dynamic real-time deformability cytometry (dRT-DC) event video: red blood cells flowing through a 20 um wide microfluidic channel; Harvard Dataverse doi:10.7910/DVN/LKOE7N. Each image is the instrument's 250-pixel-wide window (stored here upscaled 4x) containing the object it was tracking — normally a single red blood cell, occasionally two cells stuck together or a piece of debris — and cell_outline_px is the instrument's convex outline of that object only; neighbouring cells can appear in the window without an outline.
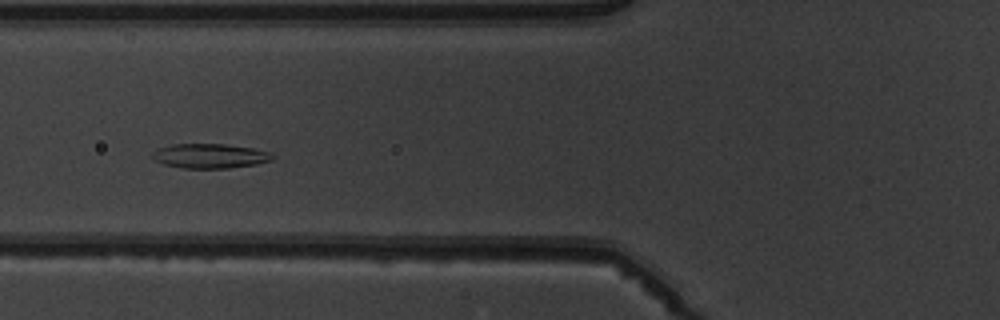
{"species": "common noctule bat (a hibernating species)", "species_latin": "Nyctalus noctula", "temperature_condition": "warm", "stored_images_in_passage": 5, "camera_frame_rate_fps": 3000, "um_per_image_px": 0.085, "animal": {"sex": "male", "body_mass_g": 19.5, "forearm_length_mm": 54.6}, "frame": {"image": 1, "passage_image": 4, "time_ms": 3.667, "image_size_px": [1000, 320], "cell_outline_px": [[276, 156], [272, 160], [256, 164], [228, 168], [184, 168], [164, 164], [156, 160], [152, 156], [152, 152], [156, 148], [172, 144], [228, 144], [252, 148], [272, 152]], "centroid_in_image_um": [17.87, 13.24], "position_along_channel_um": 107.9, "area_um2": 17.28}}
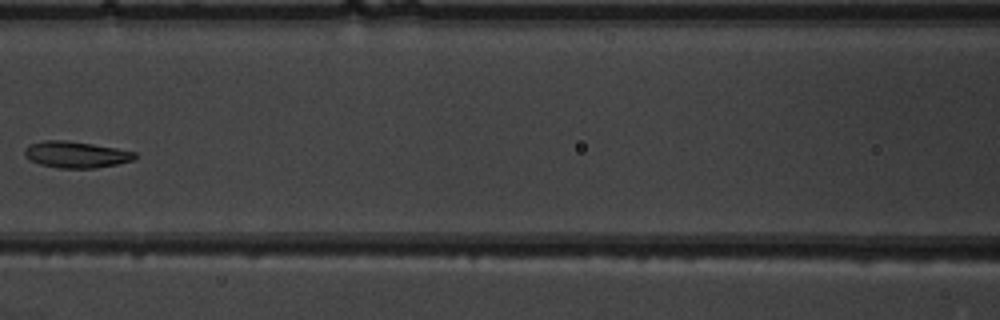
{"frame": {"image": 2, "passage_image": 5, "time_ms": 5.0, "image_size_px": [1000, 320], "cell_outline_px": [[136, 156], [132, 160], [116, 164], [96, 168], [60, 168], [40, 164], [28, 160], [24, 156], [24, 148], [32, 144], [44, 140], [68, 140], [116, 148], [136, 152]], "centroid_in_image_um": [6.42, 13.13], "position_along_channel_um": 160.2, "area_um2": 16.94}}